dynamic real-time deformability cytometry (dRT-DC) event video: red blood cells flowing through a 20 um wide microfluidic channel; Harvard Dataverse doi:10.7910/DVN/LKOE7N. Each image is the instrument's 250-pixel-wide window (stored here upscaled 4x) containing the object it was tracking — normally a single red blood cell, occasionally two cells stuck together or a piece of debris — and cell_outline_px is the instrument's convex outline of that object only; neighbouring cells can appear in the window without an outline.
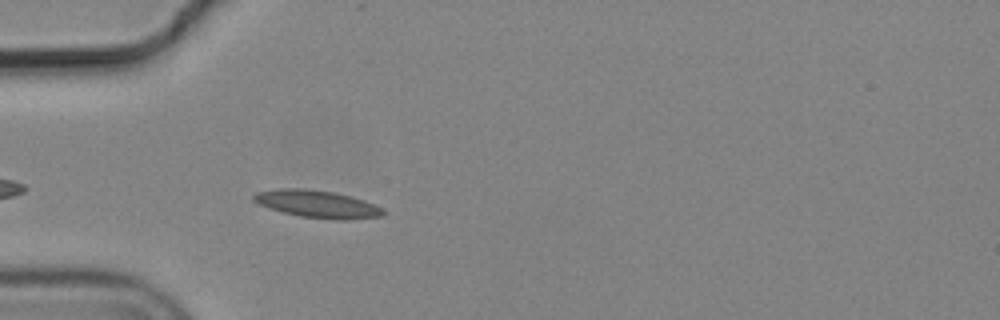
{"species": "common noctule bat (a hibernating species)", "species_latin": "Nyctalus noctula", "temperature_condition": "cold", "stored_images_in_passage": 18, "camera_frame_rate_fps": 3000, "um_per_image_px": 0.085, "animal": {"sex": "male", "body_mass_g": 19.2, "forearm_length_mm": 51.8}, "frame": {"image": 1, "passage_image": 4, "time_ms": 1.0, "image_size_px": [1000, 320], "cell_outline_px": [[384, 216], [348, 220], [340, 220], [300, 216], [268, 208], [252, 200], [252, 196], [256, 192], [280, 188], [304, 188], [332, 192], [352, 196], [364, 200], [380, 208], [384, 212]], "centroid_in_image_um": [26.95, 17.34], "position_along_channel_um": 58.1, "area_um2": 20.58}}
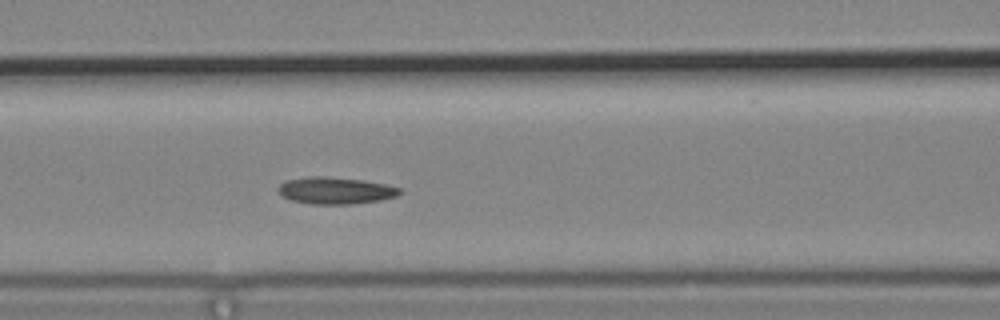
{"frame": {"image": 2, "passage_image": 11, "time_ms": 3.333, "image_size_px": [1000, 320], "cell_outline_px": [[404, 192], [396, 196], [380, 200], [352, 204], [312, 204], [288, 200], [280, 196], [276, 188], [284, 180], [308, 176], [324, 176], [364, 180], [384, 184], [400, 188]], "centroid_in_image_um": [28.45, 16.19], "position_along_channel_um": 138.1, "area_um2": 19.36}}
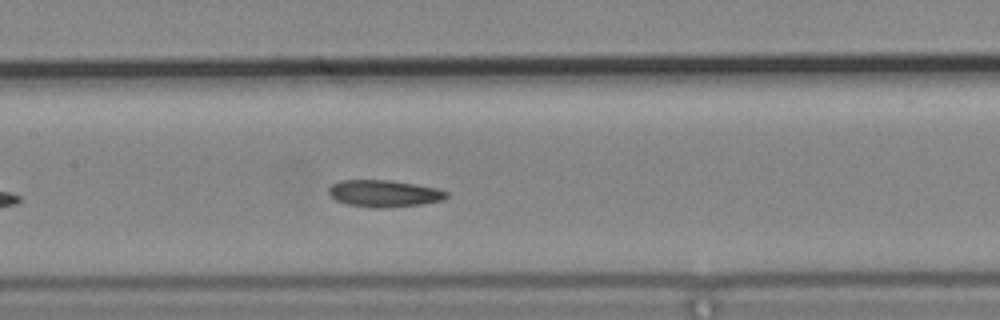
{"frame": {"image": 3, "passage_image": 14, "time_ms": 4.333, "image_size_px": [1000, 320], "cell_outline_px": [[448, 196], [440, 200], [420, 204], [384, 208], [376, 208], [348, 204], [336, 200], [328, 192], [328, 188], [332, 184], [340, 180], [388, 180], [436, 188], [448, 192]], "centroid_in_image_um": [32.61, 16.44], "position_along_channel_um": 174.8, "area_um2": 18.15}}